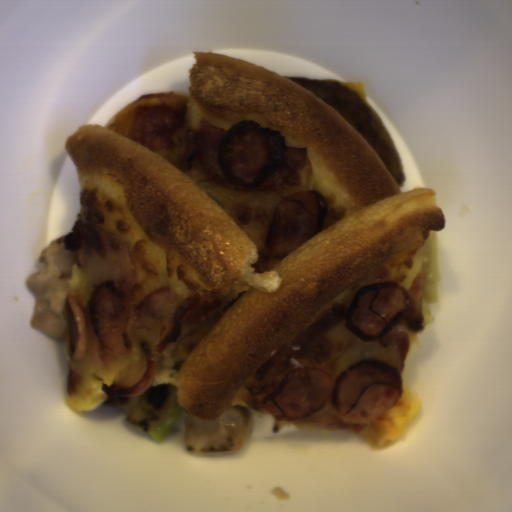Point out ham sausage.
<instances>
[{
  "label": "ham sausage",
  "instance_id": "7",
  "mask_svg": "<svg viewBox=\"0 0 512 512\" xmlns=\"http://www.w3.org/2000/svg\"><path fill=\"white\" fill-rule=\"evenodd\" d=\"M156 378L155 360H148L146 370L140 381L134 387H116L104 385L108 399H123L128 397H142L149 389L153 388Z\"/></svg>",
  "mask_w": 512,
  "mask_h": 512
},
{
  "label": "ham sausage",
  "instance_id": "4",
  "mask_svg": "<svg viewBox=\"0 0 512 512\" xmlns=\"http://www.w3.org/2000/svg\"><path fill=\"white\" fill-rule=\"evenodd\" d=\"M425 281L424 271H418L409 289L395 281L363 285L353 299L343 325L370 343L382 339L402 319L413 332H421L424 328Z\"/></svg>",
  "mask_w": 512,
  "mask_h": 512
},
{
  "label": "ham sausage",
  "instance_id": "3",
  "mask_svg": "<svg viewBox=\"0 0 512 512\" xmlns=\"http://www.w3.org/2000/svg\"><path fill=\"white\" fill-rule=\"evenodd\" d=\"M174 299L176 291L168 285L144 295L135 305L117 278L100 283L85 307L77 292H67L69 360L85 359L88 326L107 354L132 355L136 317L153 326L159 310Z\"/></svg>",
  "mask_w": 512,
  "mask_h": 512
},
{
  "label": "ham sausage",
  "instance_id": "5",
  "mask_svg": "<svg viewBox=\"0 0 512 512\" xmlns=\"http://www.w3.org/2000/svg\"><path fill=\"white\" fill-rule=\"evenodd\" d=\"M329 206L323 192L297 191L275 208L265 247L273 258L292 254L303 243L322 232Z\"/></svg>",
  "mask_w": 512,
  "mask_h": 512
},
{
  "label": "ham sausage",
  "instance_id": "6",
  "mask_svg": "<svg viewBox=\"0 0 512 512\" xmlns=\"http://www.w3.org/2000/svg\"><path fill=\"white\" fill-rule=\"evenodd\" d=\"M204 290L188 297L161 327L155 341L159 354L177 343L201 319L221 306L220 300L204 301Z\"/></svg>",
  "mask_w": 512,
  "mask_h": 512
},
{
  "label": "ham sausage",
  "instance_id": "1",
  "mask_svg": "<svg viewBox=\"0 0 512 512\" xmlns=\"http://www.w3.org/2000/svg\"><path fill=\"white\" fill-rule=\"evenodd\" d=\"M404 390L398 369L374 358L357 361L336 378L330 366L290 372L260 403L277 420L312 417L331 400L343 423H368L384 415Z\"/></svg>",
  "mask_w": 512,
  "mask_h": 512
},
{
  "label": "ham sausage",
  "instance_id": "2",
  "mask_svg": "<svg viewBox=\"0 0 512 512\" xmlns=\"http://www.w3.org/2000/svg\"><path fill=\"white\" fill-rule=\"evenodd\" d=\"M198 158L211 182L245 190L297 187L308 145H287L277 130L238 120L228 128L198 125Z\"/></svg>",
  "mask_w": 512,
  "mask_h": 512
}]
</instances>
